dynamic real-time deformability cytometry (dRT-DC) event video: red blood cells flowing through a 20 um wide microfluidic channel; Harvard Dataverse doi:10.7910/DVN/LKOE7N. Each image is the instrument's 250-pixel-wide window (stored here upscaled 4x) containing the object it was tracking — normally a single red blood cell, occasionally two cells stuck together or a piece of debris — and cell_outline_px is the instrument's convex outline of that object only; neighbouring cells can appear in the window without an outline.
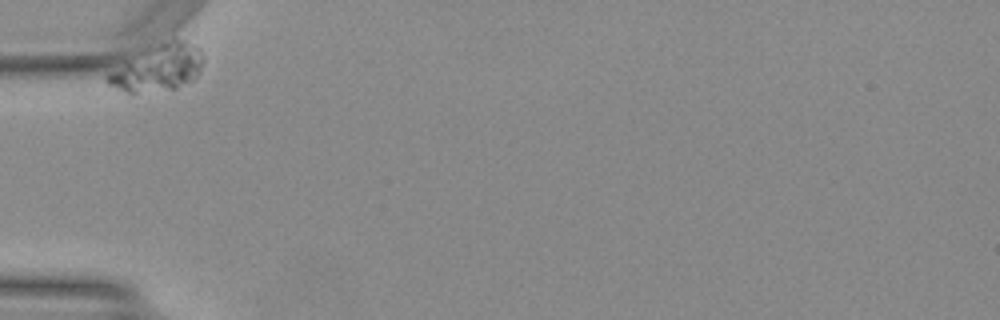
{"species": "Egyptian fruit bat (a non-hibernating species)", "species_latin": "Rousettus aegyptiacus", "temperature_condition": "warm", "stored_images_in_passage": 34, "camera_frame_rate_fps": 3000, "um_per_image_px": 0.085, "animal": {"sex": "female"}, "frame": {"image": 1, "passage_image": 1, "time_ms": 0.0, "image_size_px": [1000, 320], "cell_outline_px": [[204, 64], [200, 72], [192, 80], [176, 88], [136, 92], [128, 92], [108, 84], [104, 80], [104, 76], [108, 72], [172, 36], [176, 36], [200, 48], [204, 56]], "centroid_in_image_um": [13.51, 5.74], "position_along_channel_um": 71.5, "area_um2": 25.55}}
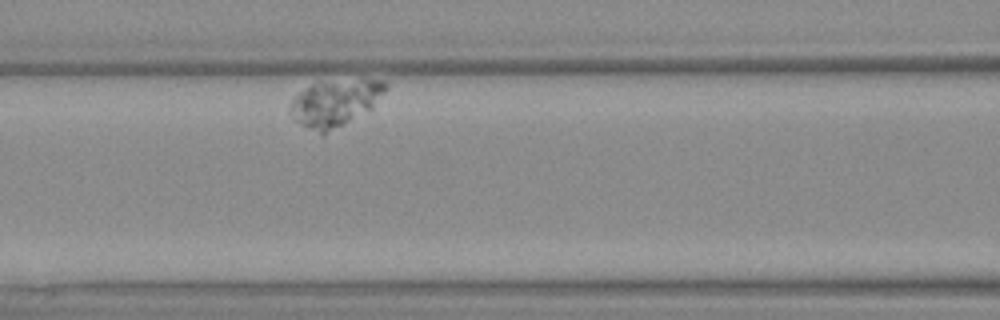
{"frame": {"image": 2, "passage_image": 10, "time_ms": 3.0, "image_size_px": [1000, 320], "cell_outline_px": [[388, 88], [372, 108], [324, 136], [320, 136], [296, 120], [288, 112], [288, 108], [292, 100], [300, 92], [312, 84], [320, 80], [360, 76], [364, 76], [384, 80], [388, 84]], "centroid_in_image_um": [28.54, 8.68], "position_along_channel_um": 138.1, "area_um2": 27.17}}
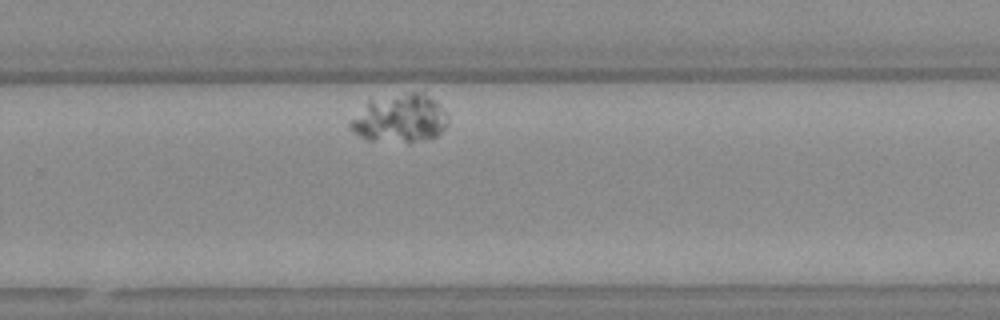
{"frame": {"image": 3, "passage_image": 26, "time_ms": 8.333, "image_size_px": [1000, 320], "cell_outline_px": [[448, 124], [436, 136], [408, 144], [368, 140], [352, 132], [348, 128], [348, 124], [368, 100], [412, 92], [424, 92], [436, 100], [440, 104], [448, 120]], "centroid_in_image_um": [33.99, 10.09], "position_along_channel_um": 295.8, "area_um2": 27.69}}